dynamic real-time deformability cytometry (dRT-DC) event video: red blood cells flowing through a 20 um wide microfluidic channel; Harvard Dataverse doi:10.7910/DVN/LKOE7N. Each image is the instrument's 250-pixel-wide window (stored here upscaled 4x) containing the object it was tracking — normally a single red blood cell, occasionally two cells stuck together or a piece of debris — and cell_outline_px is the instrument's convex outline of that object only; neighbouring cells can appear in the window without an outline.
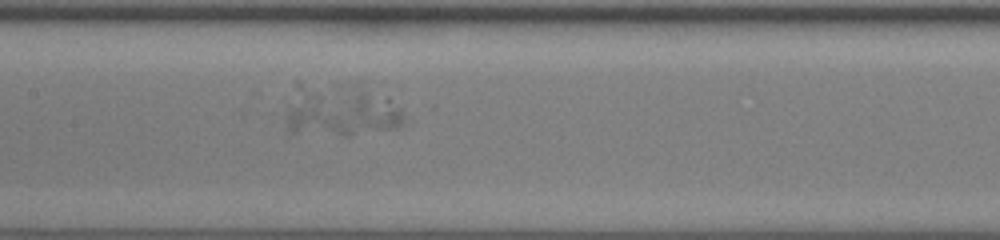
{"species": "human", "species_latin": "Homo sapiens", "temperature_condition": "room temperature", "stored_images_in_passage": 41, "segment_of_instrument_passage": [1, 2], "camera_frame_rate_fps": 3000, "um_per_image_px": 0.085, "donor": {"sex": "female"}, "frame": {"image": 1, "passage_image": 18, "time_ms": 5.667, "image_size_px": [1000, 240], "cell_outline_px": [[412, 124], [400, 128], [348, 136], [344, 136], [292, 132], [288, 128], [288, 116], [296, 80], [360, 80], [388, 96]], "centroid_in_image_um": [29.07, 9.25], "position_along_channel_um": 178.3, "area_um2": 39.02}}